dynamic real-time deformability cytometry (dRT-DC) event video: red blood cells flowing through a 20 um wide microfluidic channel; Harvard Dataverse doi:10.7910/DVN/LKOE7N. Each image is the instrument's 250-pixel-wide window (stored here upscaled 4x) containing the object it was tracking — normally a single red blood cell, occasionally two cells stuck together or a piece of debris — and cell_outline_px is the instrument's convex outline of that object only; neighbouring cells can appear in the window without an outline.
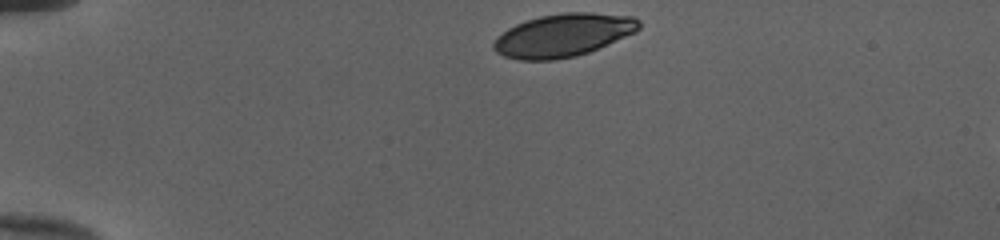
{"species": "human", "species_latin": "Homo sapiens", "temperature_condition": "cold", "stored_images_in_passage": 35, "camera_frame_rate_fps": 3000, "um_per_image_px": 0.085, "donor": {"sex": "female"}, "frame": {"image": 1, "passage_image": 1, "time_ms": 0.0, "image_size_px": [1000, 240], "cell_outline_px": [[640, 28], [636, 32], [588, 52], [576, 56], [556, 60], [520, 60], [504, 56], [496, 52], [492, 48], [492, 44], [496, 36], [508, 28], [516, 24], [540, 16], [564, 12], [592, 12], [632, 16], [640, 20]], "centroid_in_image_um": [47.86, 2.99], "position_along_channel_um": 37.1, "area_um2": 36.53}}
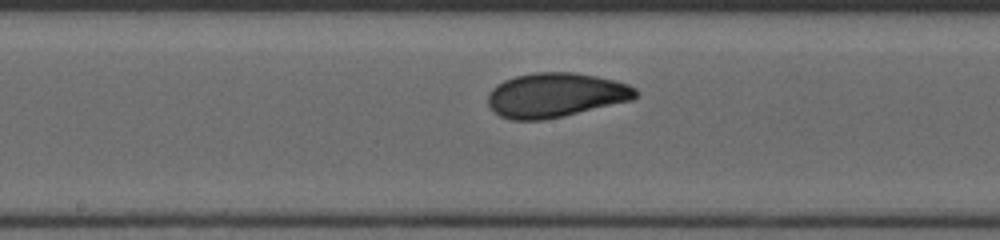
{"frame": {"image": 2, "passage_image": 18, "time_ms": 5.667, "image_size_px": [1000, 240], "cell_outline_px": [[636, 96], [632, 100], [544, 120], [512, 120], [500, 116], [488, 104], [488, 92], [496, 84], [504, 80], [516, 76], [536, 72], [572, 72], [596, 76], [616, 80], [628, 84], [636, 88]], "centroid_in_image_um": [47.21, 8.07], "position_along_channel_um": 201.0, "area_um2": 38.09}}
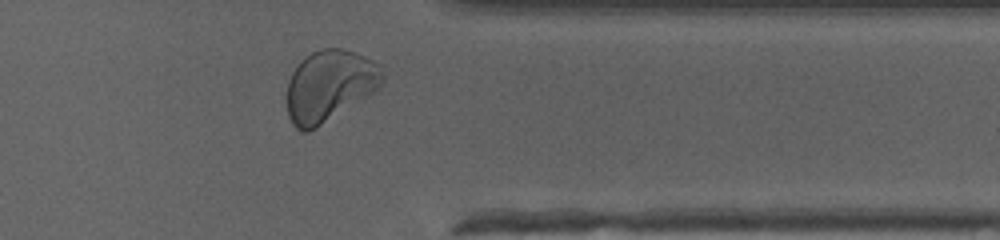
{"frame": {"image": 3, "passage_image": 32, "time_ms": 10.333, "image_size_px": [1000, 240], "cell_outline_px": [[384, 80], [372, 92], [316, 128], [308, 132], [304, 132], [296, 128], [292, 124], [288, 116], [288, 80], [292, 72], [300, 60], [304, 56], [320, 48], [340, 48], [364, 56], [384, 64]], "centroid_in_image_um": [28.01, 7.26], "position_along_channel_um": 383.4, "area_um2": 39.59}, "authors_computed_cell_mechanics": {"area_um2": 37.3966, "velocity_mm_per_s": 3.9855, "shape_relaxation_time_tau1_ms": 3.7717, "shape_relaxation_time_tau2_ms": 0.9164, "deformation_change_tau1": 0.1293, "deformation_change_tau2": 0.0558}}